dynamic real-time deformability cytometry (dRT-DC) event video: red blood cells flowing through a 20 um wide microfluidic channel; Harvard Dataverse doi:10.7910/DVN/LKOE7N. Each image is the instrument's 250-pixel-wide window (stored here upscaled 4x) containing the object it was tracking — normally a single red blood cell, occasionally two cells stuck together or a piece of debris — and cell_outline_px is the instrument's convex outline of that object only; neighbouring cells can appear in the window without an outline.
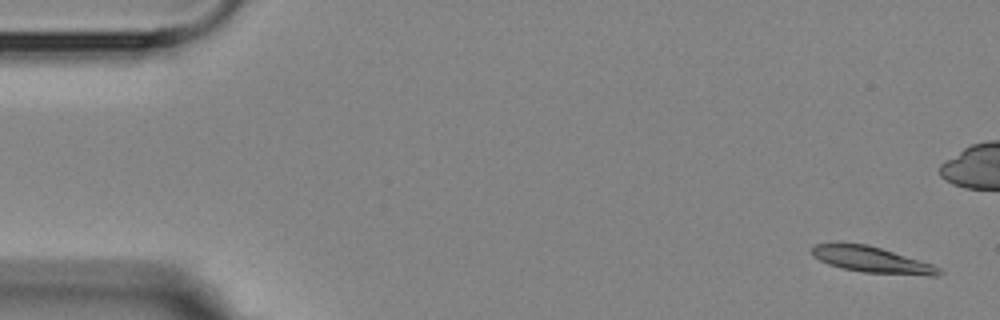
{"species": "Egyptian fruit bat (a non-hibernating species)", "species_latin": "Rousettus aegyptiacus", "temperature_condition": "room temperature", "stored_images_in_passage": 4, "camera_frame_rate_fps": 3000, "um_per_image_px": 0.085, "animal": {"sex": "female"}, "frame": {"image": 1, "passage_image": 1, "time_ms": 0.0, "image_size_px": [1000, 320], "cell_outline_px": [[944, 272], [940, 276], [928, 276], [864, 272], [844, 268], [828, 264], [812, 256], [812, 248], [816, 244], [868, 244], [932, 264], [940, 268]], "centroid_in_image_um": [74.18, 22.1], "position_along_channel_um": 10.8, "area_um2": 18.96}}